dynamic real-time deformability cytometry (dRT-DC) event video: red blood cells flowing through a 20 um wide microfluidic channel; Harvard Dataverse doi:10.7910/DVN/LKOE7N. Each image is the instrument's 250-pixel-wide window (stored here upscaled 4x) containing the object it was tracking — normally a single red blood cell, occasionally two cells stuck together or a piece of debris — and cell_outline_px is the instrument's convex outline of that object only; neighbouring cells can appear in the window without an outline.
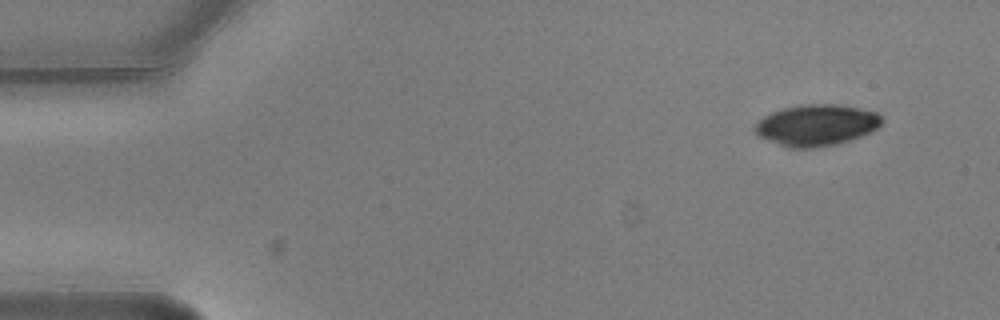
{"species": "common noctule bat (a hibernating species)", "species_latin": "Nyctalus noctula", "temperature_condition": "warm", "stored_images_in_passage": 2, "camera_frame_rate_fps": 3000, "um_per_image_px": 0.085, "animal": {"sex": "male", "body_mass_g": 20.5, "forearm_length_mm": 52.5}, "frame": {"image": 1, "passage_image": 1, "time_ms": 0.0, "image_size_px": [1000, 320], "cell_outline_px": [[884, 120], [876, 128], [860, 136], [836, 144], [812, 148], [788, 148], [768, 140], [760, 136], [756, 132], [756, 124], [764, 116], [772, 112], [784, 108], [800, 104], [836, 104], [876, 112]], "centroid_in_image_um": [69.39, 10.63], "position_along_channel_um": 15.6, "area_um2": 30.06}}